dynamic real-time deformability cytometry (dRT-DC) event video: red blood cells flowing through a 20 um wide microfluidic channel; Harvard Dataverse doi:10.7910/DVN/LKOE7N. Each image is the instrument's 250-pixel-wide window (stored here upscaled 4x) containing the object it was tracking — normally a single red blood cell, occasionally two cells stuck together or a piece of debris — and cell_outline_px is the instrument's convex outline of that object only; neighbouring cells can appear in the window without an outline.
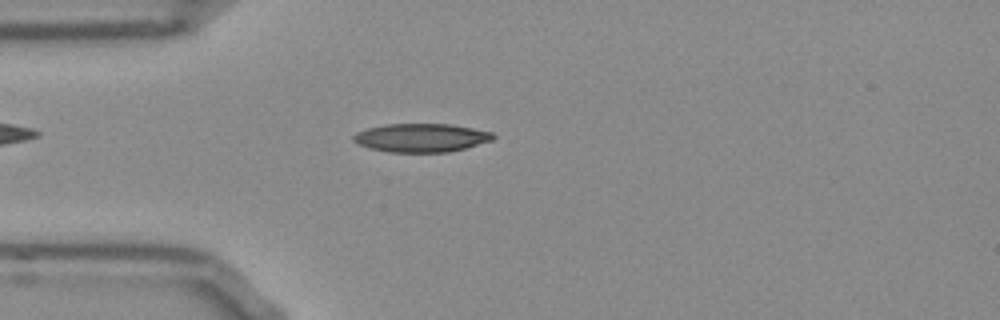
{"species": "Egyptian fruit bat (a non-hibernating species)", "species_latin": "Rousettus aegyptiacus", "temperature_condition": "room temperature", "stored_images_in_passage": 52, "camera_frame_rate_fps": 3000, "um_per_image_px": 0.085, "frame": {"image": 1, "passage_image": 14, "time_ms": 4.333, "image_size_px": [1000, 320], "cell_outline_px": [[496, 136], [492, 140], [464, 148], [448, 152], [388, 152], [368, 148], [352, 140], [352, 136], [356, 132], [368, 128], [388, 124], [448, 124], [472, 128], [492, 132]], "centroid_in_image_um": [35.78, 11.71], "position_along_channel_um": 49.2, "area_um2": 23.06}}
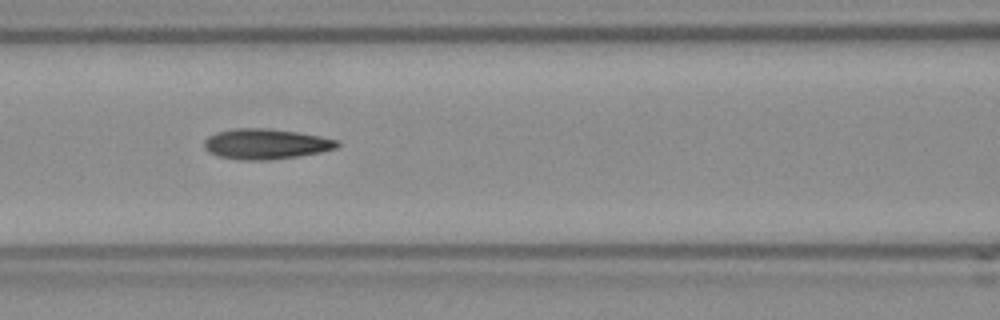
{"frame": {"image": 2, "passage_image": 22, "time_ms": 7.0, "image_size_px": [1000, 320], "cell_outline_px": [[340, 144], [336, 148], [320, 152], [296, 156], [268, 160], [248, 160], [220, 156], [208, 152], [204, 148], [204, 140], [208, 136], [216, 132], [236, 128], [268, 128], [296, 132], [320, 136], [340, 140]], "centroid_in_image_um": [22.59, 12.22], "position_along_channel_um": 144.0, "area_um2": 23.41}}
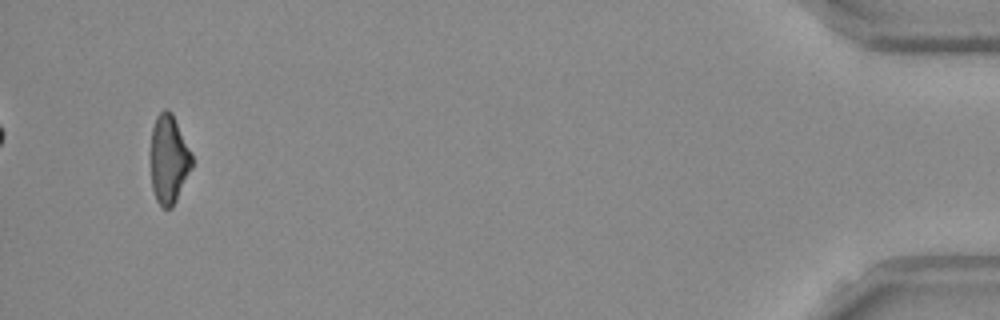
{"frame": {"image": 3, "passage_image": 50, "time_ms": 16.333, "image_size_px": [1000, 320], "cell_outline_px": [[192, 168], [172, 208], [160, 208], [156, 200], [152, 188], [152, 128], [156, 116], [164, 108], [168, 108], [172, 112], [192, 152]], "centroid_in_image_um": [14.37, 13.53], "position_along_channel_um": 420.8, "area_um2": 21.33}, "authors_computed_cell_mechanics": {"area_um2": 22.3975, "velocity_mm_per_s": 3.8671, "shape_relaxation_time_tau1_ms": null, "shape_relaxation_time_tau2_ms": 3.5169, "deformation_change_tau1": null, "deformation_change_tau2": 0.1202}}